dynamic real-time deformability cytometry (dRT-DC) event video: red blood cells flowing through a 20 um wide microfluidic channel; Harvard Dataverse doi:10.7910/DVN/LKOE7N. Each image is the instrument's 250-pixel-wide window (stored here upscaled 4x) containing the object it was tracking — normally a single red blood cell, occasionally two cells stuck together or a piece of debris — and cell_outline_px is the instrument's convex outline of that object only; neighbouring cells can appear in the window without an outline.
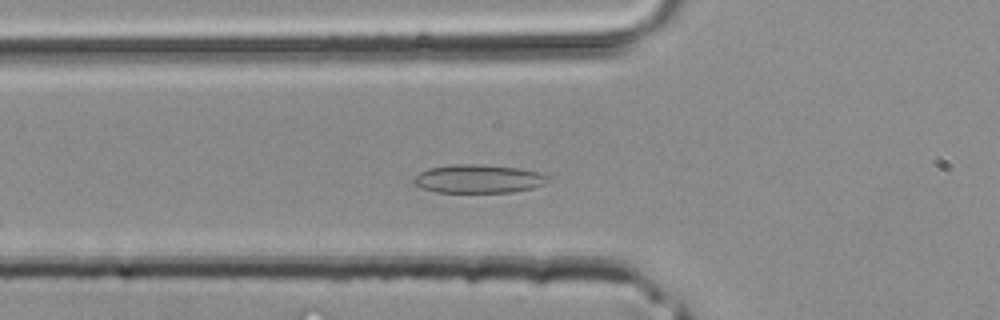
{"species": "common noctule bat (a hibernating species)", "species_latin": "Nyctalus noctula", "temperature_condition": "room temperature", "stored_images_in_passage": 35, "camera_frame_rate_fps": 3000, "um_per_image_px": 0.085, "animal": {"sex": "male", "body_mass_g": 20.4}, "frame": {"image": 1, "passage_image": 8, "time_ms": 2.333, "image_size_px": [1000, 320], "cell_outline_px": [[552, 180], [544, 184], [532, 188], [512, 192], [436, 192], [420, 188], [412, 184], [412, 176], [428, 168], [456, 164], [480, 164], [516, 168], [536, 172], [552, 176]], "centroid_in_image_um": [40.63, 15.2], "position_along_channel_um": 85.2, "area_um2": 22.48}}
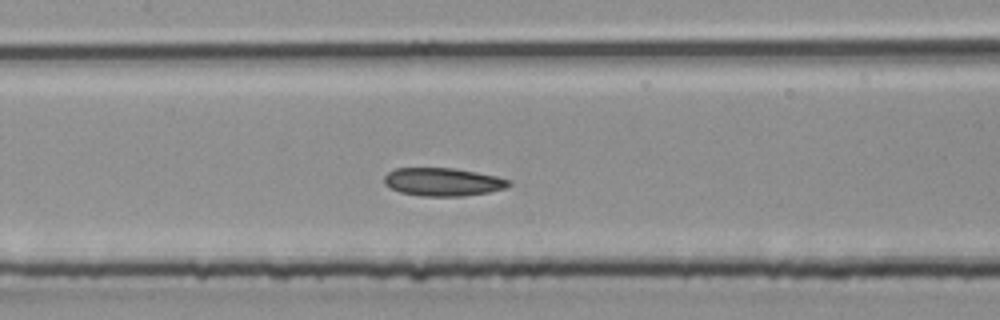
{"frame": {"image": 2, "passage_image": 13, "time_ms": 4.0, "image_size_px": [1000, 320], "cell_outline_px": [[512, 184], [504, 188], [488, 192], [464, 196], [420, 196], [400, 192], [384, 184], [384, 176], [388, 172], [396, 168], [456, 168], [496, 176], [512, 180]], "centroid_in_image_um": [37.65, 15.46], "position_along_channel_um": 169.7, "area_um2": 20.46}}
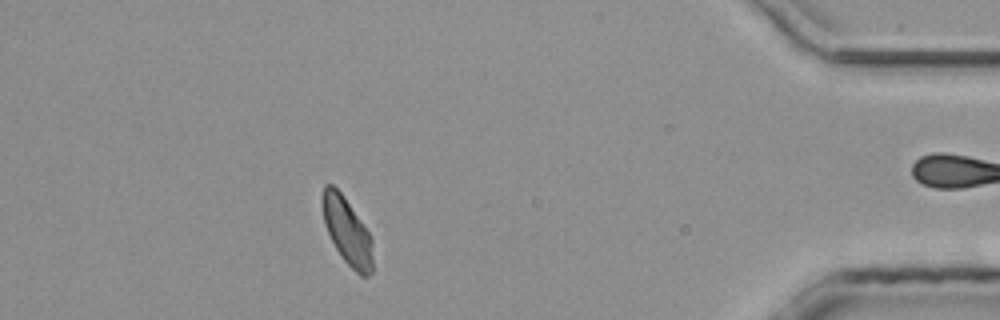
{"frame": {"image": 3, "passage_image": 30, "time_ms": 9.667, "image_size_px": [1000, 320], "cell_outline_px": [[372, 272], [368, 276], [360, 276], [344, 260], [336, 248], [324, 224], [324, 184], [332, 184], [344, 196], [368, 232], [372, 240]], "centroid_in_image_um": [29.53, 19.69], "position_along_channel_um": 405.7, "area_um2": 18.96}}